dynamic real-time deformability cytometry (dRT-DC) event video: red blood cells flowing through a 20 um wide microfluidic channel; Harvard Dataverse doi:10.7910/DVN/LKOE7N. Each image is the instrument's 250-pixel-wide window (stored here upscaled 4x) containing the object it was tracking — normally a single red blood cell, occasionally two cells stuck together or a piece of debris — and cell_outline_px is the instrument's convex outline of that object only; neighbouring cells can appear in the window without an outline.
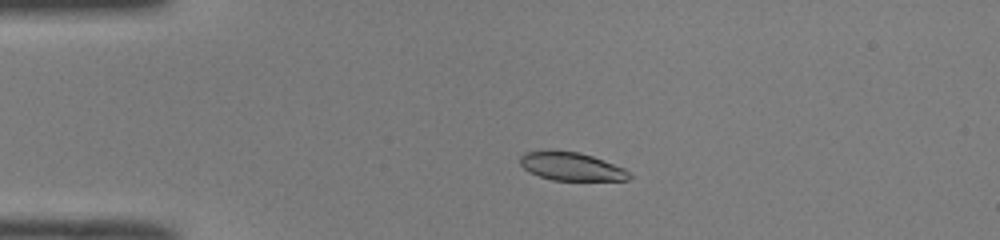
{"species": "common noctule bat (a hibernating species)", "species_latin": "Nyctalus noctula", "temperature_condition": "room temperature", "stored_images_in_passage": 13, "camera_frame_rate_fps": 3000, "um_per_image_px": 0.085, "animal": {"sex": "male", "body_mass_g": 19.0, "forearm_length_mm": 50.8}, "frame": {"image": 1, "passage_image": 2, "time_ms": 0.333, "image_size_px": [1000, 240], "cell_outline_px": [[632, 176], [628, 180], [552, 180], [528, 172], [520, 164], [520, 156], [524, 152], [580, 152], [604, 160], [624, 168]], "centroid_in_image_um": [48.58, 14.17], "position_along_channel_um": 36.4, "area_um2": 17.57}}
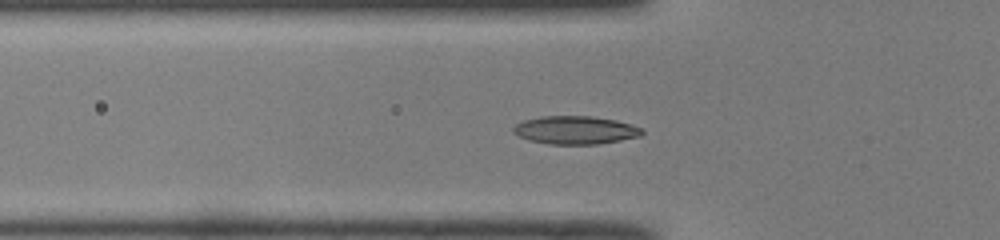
{"frame": {"image": 2, "passage_image": 8, "time_ms": 2.333, "image_size_px": [1000, 240], "cell_outline_px": [[644, 132], [640, 136], [620, 140], [596, 144], [548, 144], [528, 140], [512, 132], [512, 128], [516, 124], [524, 120], [540, 116], [592, 116], [616, 120], [632, 124], [644, 128]], "centroid_in_image_um": [48.91, 11.05], "position_along_channel_um": 76.9, "area_um2": 21.21}}
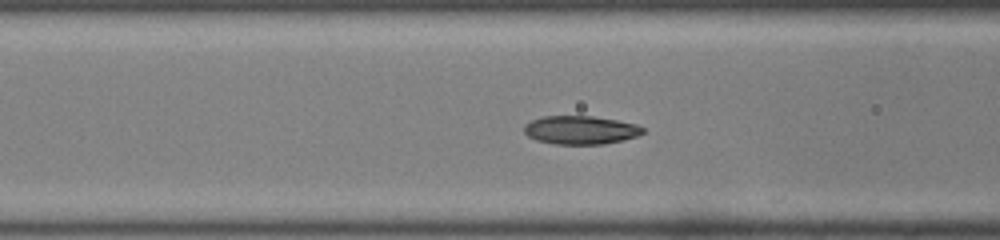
{"frame": {"image": 3, "passage_image": 11, "time_ms": 3.333, "image_size_px": [1000, 240], "cell_outline_px": [[644, 132], [636, 136], [624, 140], [604, 144], [556, 144], [536, 140], [528, 136], [524, 132], [524, 124], [532, 120], [544, 116], [592, 116], [616, 120], [636, 124], [644, 128]], "centroid_in_image_um": [49.34, 11.05], "position_along_channel_um": 117.3, "area_um2": 19.65}}